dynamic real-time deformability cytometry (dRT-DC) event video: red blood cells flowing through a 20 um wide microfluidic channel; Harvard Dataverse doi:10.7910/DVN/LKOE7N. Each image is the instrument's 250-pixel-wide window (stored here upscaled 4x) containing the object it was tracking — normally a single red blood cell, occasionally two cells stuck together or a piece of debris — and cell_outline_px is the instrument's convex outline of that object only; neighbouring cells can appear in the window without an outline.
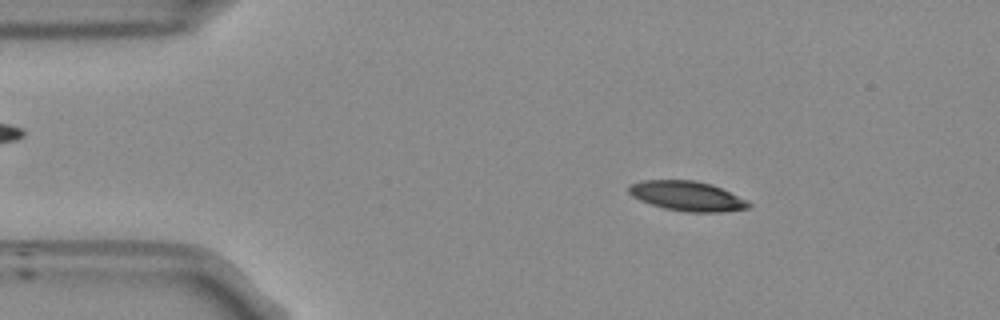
{"species": "Egyptian fruit bat (a non-hibernating species)", "species_latin": "Rousettus aegyptiacus", "temperature_condition": "room temperature", "stored_images_in_passage": 52, "camera_frame_rate_fps": 3000, "um_per_image_px": 0.085, "frame": {"image": 1, "passage_image": 8, "time_ms": 2.333, "image_size_px": [1000, 320], "cell_outline_px": [[752, 204], [748, 208], [720, 212], [688, 212], [664, 208], [640, 200], [632, 196], [628, 192], [628, 188], [632, 184], [640, 180], [692, 180], [712, 184], [748, 200]], "centroid_in_image_um": [58.42, 16.66], "position_along_channel_um": 26.6, "area_um2": 20.69}}
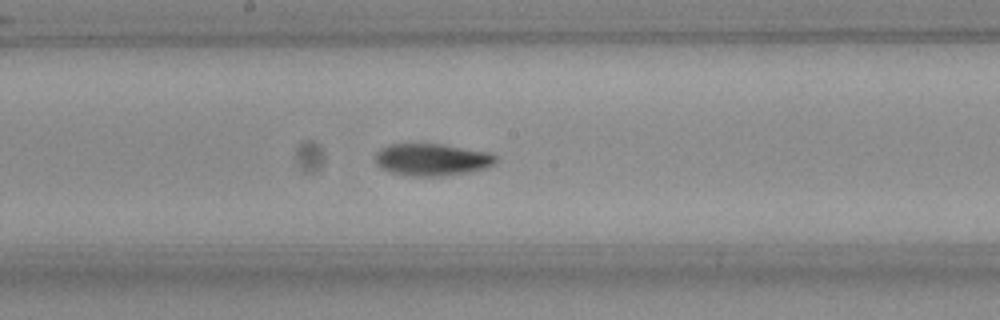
{"frame": {"image": 2, "passage_image": 27, "time_ms": 8.667, "image_size_px": [1000, 320], "cell_outline_px": [[496, 160], [492, 164], [484, 168], [472, 172], [444, 176], [412, 176], [392, 172], [384, 168], [376, 160], [376, 152], [380, 148], [392, 144], [440, 144], [488, 152], [496, 156]], "centroid_in_image_um": [36.74, 13.57], "position_along_channel_um": 211.5, "area_um2": 22.2}}
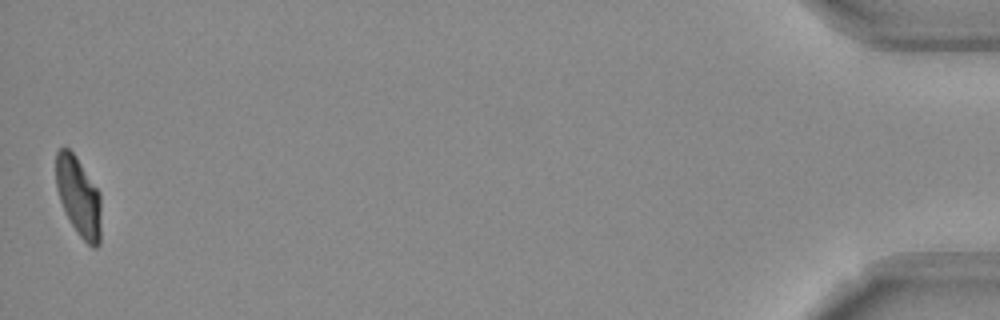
{"frame": {"image": 3, "passage_image": 52, "time_ms": 17.0, "image_size_px": [1000, 320], "cell_outline_px": [[100, 244], [96, 248], [92, 248], [80, 236], [72, 224], [60, 200], [56, 188], [56, 152], [60, 148], [68, 148], [72, 152], [100, 192]], "centroid_in_image_um": [6.68, 16.72], "position_along_channel_um": 428.5, "area_um2": 20.52}, "authors_computed_cell_mechanics": {"area_um2": 21.5305, "velocity_mm_per_s": 3.7969, "shape_relaxation_time_tau1_ms": 7.0782, "shape_relaxation_time_tau2_ms": 2.7009, "deformation_change_tau1": 0.2079, "deformation_change_tau2": 0.0742}}